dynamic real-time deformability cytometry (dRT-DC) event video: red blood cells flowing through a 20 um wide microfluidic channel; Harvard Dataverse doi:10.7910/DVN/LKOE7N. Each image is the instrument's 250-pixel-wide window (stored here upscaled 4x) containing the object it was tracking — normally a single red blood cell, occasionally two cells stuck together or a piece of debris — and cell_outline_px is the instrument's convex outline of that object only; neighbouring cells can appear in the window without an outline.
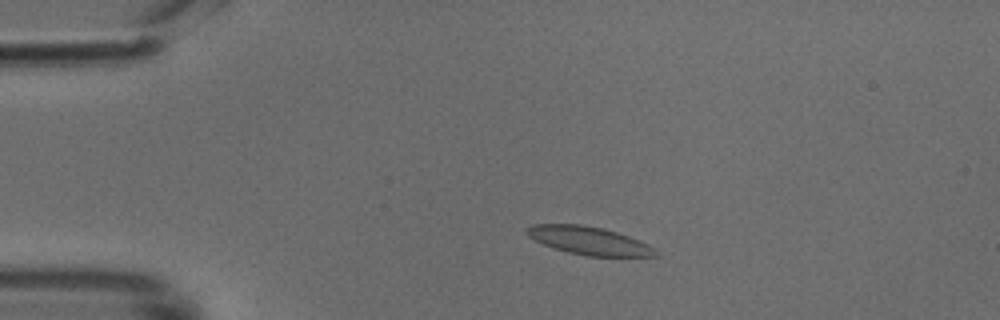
{"species": "common noctule bat (a hibernating species)", "species_latin": "Nyctalus noctula", "temperature_condition": "cold", "stored_images_in_passage": 48, "camera_frame_rate_fps": 3000, "um_per_image_px": 0.085, "animal": {"sex": "male", "body_mass_g": 18.8}, "frame": {"image": 1, "passage_image": 9, "time_ms": 2.667, "image_size_px": [1000, 320], "cell_outline_px": [[660, 256], [588, 256], [568, 252], [544, 244], [528, 236], [524, 228], [532, 224], [580, 224], [604, 228], [628, 236], [648, 244], [656, 248], [660, 252]], "centroid_in_image_um": [50.09, 20.45], "position_along_channel_um": 34.9, "area_um2": 21.04}}
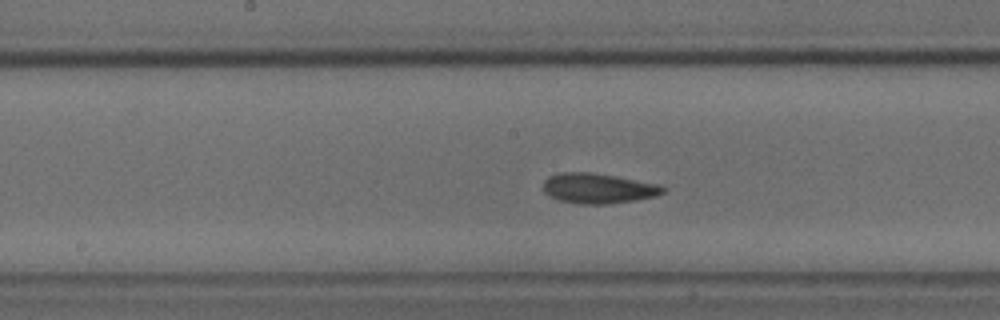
{"frame": {"image": 2, "passage_image": 24, "time_ms": 7.667, "image_size_px": [1000, 320], "cell_outline_px": [[668, 188], [664, 192], [656, 196], [636, 200], [608, 204], [580, 204], [560, 200], [548, 196], [544, 192], [544, 180], [548, 176], [564, 172], [592, 172], [660, 184]], "centroid_in_image_um": [50.87, 16.01], "position_along_channel_um": 197.3, "area_um2": 21.15}}
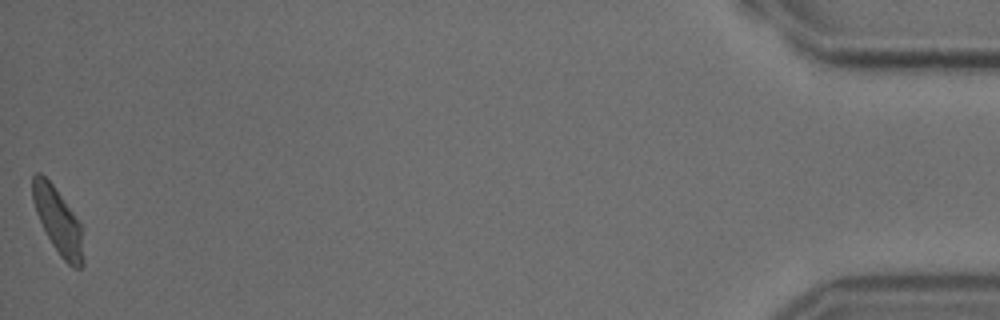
{"frame": {"image": 3, "passage_image": 48, "time_ms": 15.667, "image_size_px": [1000, 320], "cell_outline_px": [[84, 264], [80, 268], [72, 268], [60, 256], [52, 244], [36, 212], [32, 200], [32, 176], [36, 172], [40, 172], [52, 184], [72, 212], [80, 224], [84, 260]], "centroid_in_image_um": [4.92, 18.8], "position_along_channel_um": 430.3, "area_um2": 19.02}}